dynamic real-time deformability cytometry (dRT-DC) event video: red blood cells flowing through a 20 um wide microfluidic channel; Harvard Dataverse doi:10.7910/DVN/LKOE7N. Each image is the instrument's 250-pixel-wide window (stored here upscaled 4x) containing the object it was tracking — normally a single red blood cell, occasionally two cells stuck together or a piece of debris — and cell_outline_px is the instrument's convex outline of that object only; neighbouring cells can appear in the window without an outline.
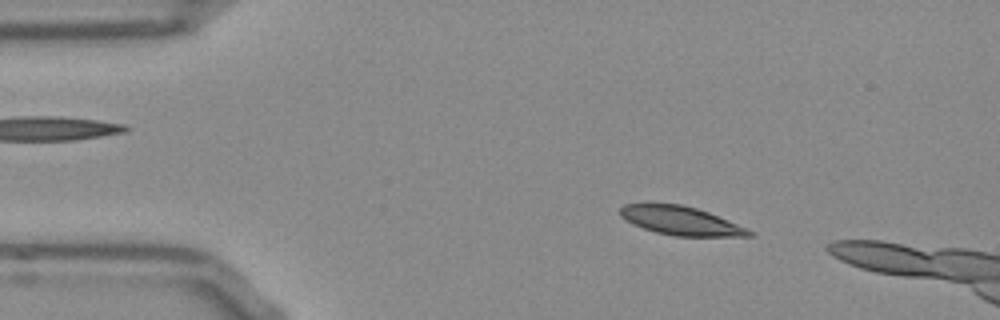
{"species": "Egyptian fruit bat (a non-hibernating species)", "species_latin": "Rousettus aegyptiacus", "temperature_condition": "room temperature", "stored_images_in_passage": 46, "camera_frame_rate_fps": 3000, "um_per_image_px": 0.085, "frame": {"image": 1, "passage_image": 7, "time_ms": 2.0, "image_size_px": [1000, 320], "cell_outline_px": [[756, 236], [676, 236], [656, 232], [632, 224], [624, 220], [620, 216], [620, 208], [624, 204], [680, 204], [696, 208], [708, 212], [748, 228]], "centroid_in_image_um": [57.87, 18.77], "position_along_channel_um": 27.1, "area_um2": 21.39}}
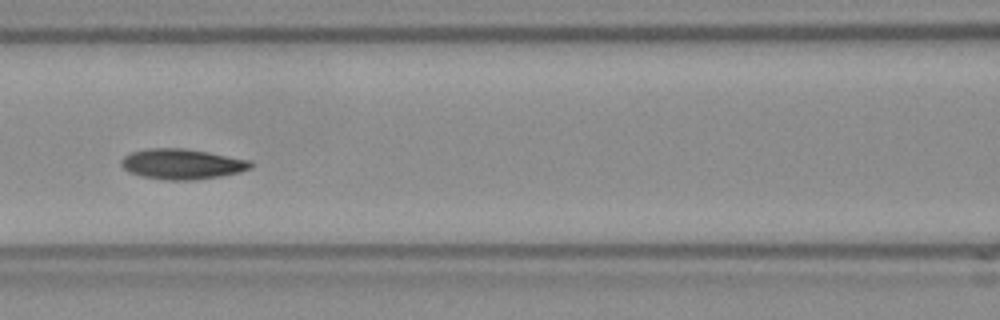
{"frame": {"image": 2, "passage_image": 21, "time_ms": 6.667, "image_size_px": [1000, 320], "cell_outline_px": [[256, 164], [252, 168], [240, 172], [220, 176], [192, 180], [164, 180], [140, 176], [128, 172], [120, 164], [120, 160], [124, 156], [132, 152], [148, 148], [184, 148], [208, 152], [248, 160]], "centroid_in_image_um": [15.46, 13.95], "position_along_channel_um": 151.1, "area_um2": 23.0}}
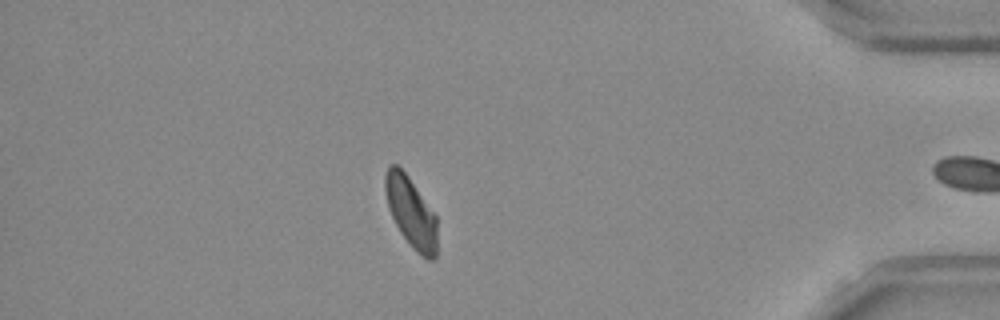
{"frame": {"image": 3, "passage_image": 44, "time_ms": 14.333, "image_size_px": [1000, 320], "cell_outline_px": [[436, 260], [428, 260], [416, 252], [412, 248], [400, 232], [388, 208], [384, 188], [384, 176], [388, 164], [396, 164], [408, 176], [436, 216]], "centroid_in_image_um": [34.91, 18.04], "position_along_channel_um": 400.3, "area_um2": 21.27}, "authors_computed_cell_mechanics": {"area_um2": 22.3108, "velocity_mm_per_s": 3.8281, "shape_relaxation_time_tau1_ms": 6.8265, "shape_relaxation_time_tau2_ms": 10.291, "deformation_change_tau1": 0.1429, "deformation_change_tau2": 0.1251}}